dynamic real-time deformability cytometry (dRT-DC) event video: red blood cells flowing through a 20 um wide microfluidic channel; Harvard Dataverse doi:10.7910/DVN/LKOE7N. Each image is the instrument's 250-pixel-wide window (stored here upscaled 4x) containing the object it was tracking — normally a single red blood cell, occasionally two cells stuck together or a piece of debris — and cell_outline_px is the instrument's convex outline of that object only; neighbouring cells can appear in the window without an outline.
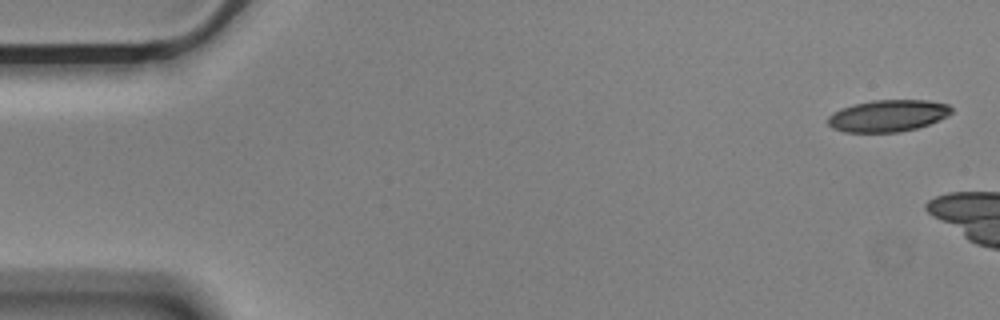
{"species": "Egyptian fruit bat (a non-hibernating species)", "species_latin": "Rousettus aegyptiacus", "temperature_condition": "cold", "stored_images_in_passage": 6, "camera_frame_rate_fps": 3000, "um_per_image_px": 0.085, "animal": {"sex": "male"}, "frame": {"image": 1, "passage_image": 1, "time_ms": 0.0, "image_size_px": [1000, 320], "cell_outline_px": [[952, 112], [948, 116], [928, 124], [916, 128], [900, 132], [844, 132], [832, 128], [828, 124], [828, 116], [832, 112], [840, 108], [872, 100], [928, 100], [948, 104], [952, 108]], "centroid_in_image_um": [75.46, 9.84], "position_along_channel_um": 9.5, "area_um2": 22.95}}